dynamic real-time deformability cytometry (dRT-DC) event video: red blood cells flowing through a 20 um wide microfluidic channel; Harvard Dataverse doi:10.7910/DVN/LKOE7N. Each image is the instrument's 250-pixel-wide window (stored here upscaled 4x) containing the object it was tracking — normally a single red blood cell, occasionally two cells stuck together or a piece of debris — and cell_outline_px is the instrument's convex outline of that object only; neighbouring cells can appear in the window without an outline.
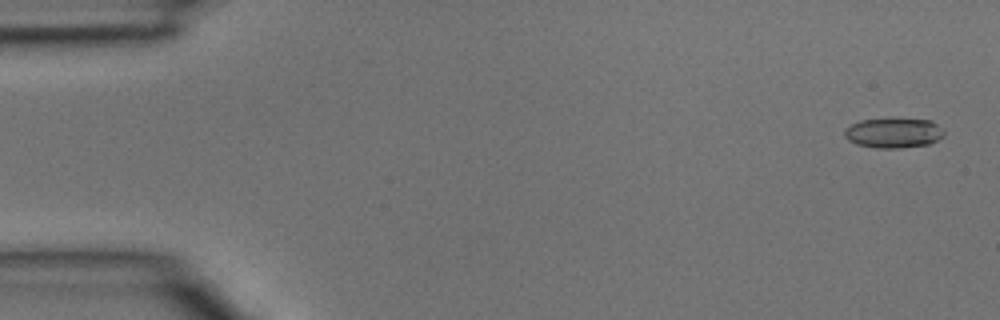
{"species": "common noctule bat (a hibernating species)", "species_latin": "Nyctalus noctula", "temperature_condition": "room temperature", "stored_images_in_passage": 5, "camera_frame_rate_fps": 3000, "um_per_image_px": 0.085, "animal": {"sex": "male", "body_mass_g": 15.6}, "frame": {"image": 1, "passage_image": 1, "time_ms": 0.0, "image_size_px": [1000, 320], "cell_outline_px": [[944, 136], [928, 144], [900, 148], [876, 148], [856, 144], [848, 140], [844, 136], [844, 132], [852, 124], [860, 120], [892, 116], [932, 120], [944, 132]], "centroid_in_image_um": [75.95, 11.25], "position_along_channel_um": 9.1, "area_um2": 17.92}}